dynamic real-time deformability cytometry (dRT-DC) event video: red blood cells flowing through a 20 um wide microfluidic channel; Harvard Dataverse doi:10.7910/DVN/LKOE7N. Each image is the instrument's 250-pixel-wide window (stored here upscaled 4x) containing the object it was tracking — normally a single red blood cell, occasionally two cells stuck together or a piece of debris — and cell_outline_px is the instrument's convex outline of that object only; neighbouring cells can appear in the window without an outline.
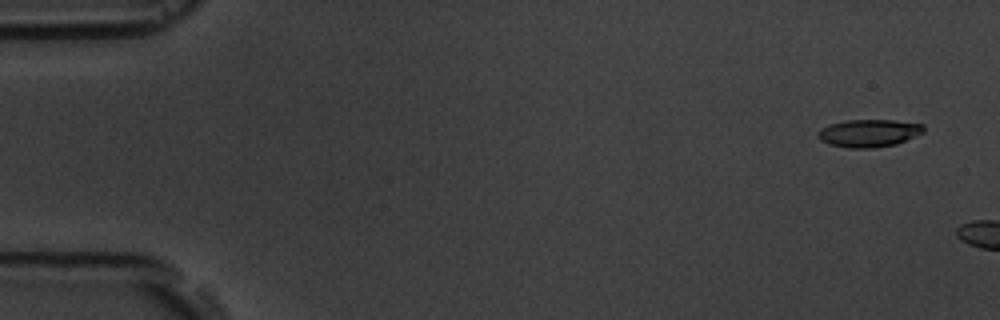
{"species": "common noctule bat (a hibernating species)", "species_latin": "Nyctalus noctula", "temperature_condition": "room temperature", "stored_images_in_passage": 3, "camera_frame_rate_fps": 3000, "um_per_image_px": 0.085, "animal": {"sex": "male", "body_mass_g": 19.5, "forearm_length_mm": 54.6}, "frame": {"image": 1, "passage_image": 1, "time_ms": 0.0, "image_size_px": [1000, 320], "cell_outline_px": [[924, 132], [896, 144], [872, 148], [848, 148], [828, 144], [820, 140], [816, 136], [820, 128], [832, 124], [848, 120], [892, 120], [924, 124]], "centroid_in_image_um": [73.84, 11.32], "position_along_channel_um": 11.2, "area_um2": 16.99}}